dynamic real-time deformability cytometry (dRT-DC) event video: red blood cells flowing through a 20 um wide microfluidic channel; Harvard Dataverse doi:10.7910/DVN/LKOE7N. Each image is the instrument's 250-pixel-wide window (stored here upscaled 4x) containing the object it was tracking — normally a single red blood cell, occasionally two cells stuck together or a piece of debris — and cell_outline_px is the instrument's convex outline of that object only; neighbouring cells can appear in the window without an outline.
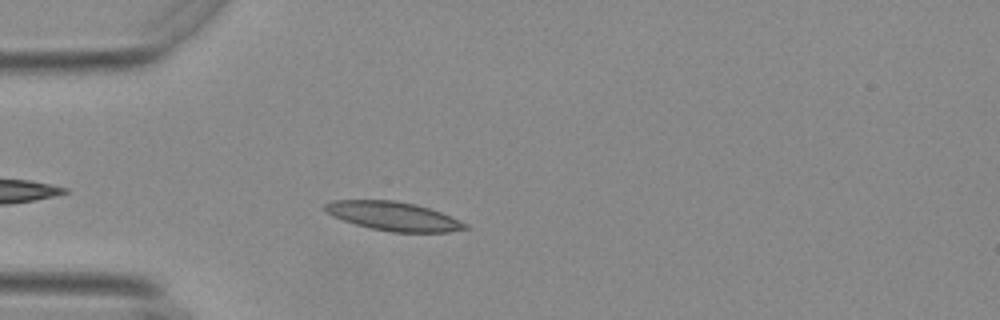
{"species": "Egyptian fruit bat (a non-hibernating species)", "species_latin": "Rousettus aegyptiacus", "temperature_condition": "warm", "stored_images_in_passage": 28, "camera_frame_rate_fps": 3000, "um_per_image_px": 0.085, "animal": {"sex": "female"}, "frame": {"image": 1, "passage_image": 3, "time_ms": 0.667, "image_size_px": [1000, 320], "cell_outline_px": [[468, 228], [448, 232], [392, 232], [372, 228], [356, 224], [332, 216], [324, 212], [324, 204], [332, 200], [396, 200], [416, 204], [440, 212], [460, 220], [468, 224]], "centroid_in_image_um": [33.42, 18.37], "position_along_channel_um": 51.6, "area_um2": 23.52}}
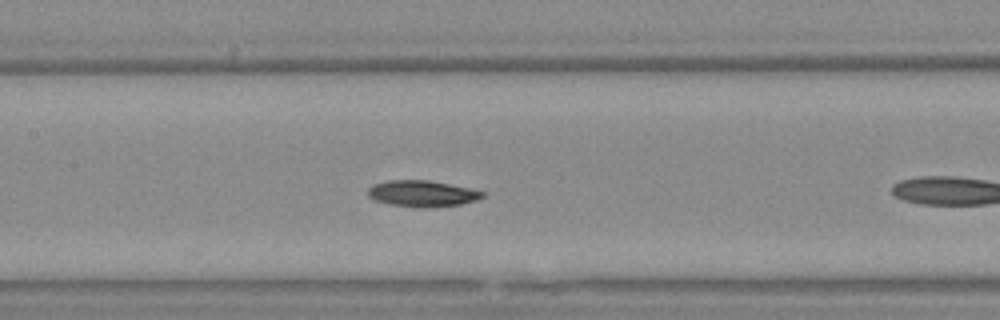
{"frame": {"image": 2, "passage_image": 10, "time_ms": 3.0, "image_size_px": [1000, 320], "cell_outline_px": [[484, 196], [476, 200], [460, 204], [428, 208], [420, 208], [388, 204], [376, 200], [368, 196], [368, 188], [372, 184], [388, 180], [428, 180], [468, 188], [484, 192]], "centroid_in_image_um": [35.84, 16.46], "position_along_channel_um": 171.6, "area_um2": 17.46}}
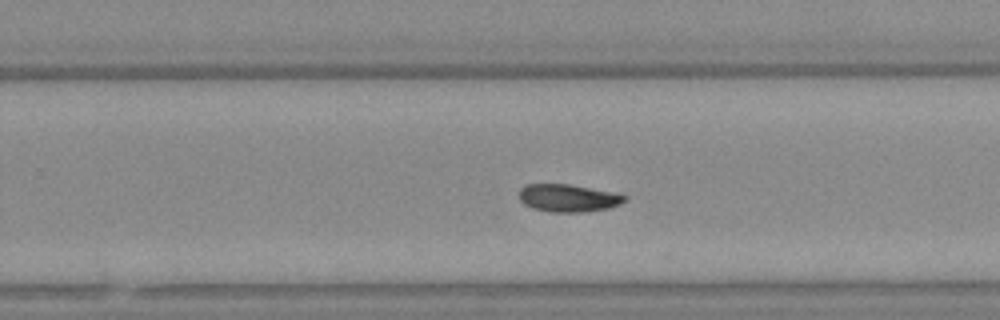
{"frame": {"image": 3, "passage_image": 19, "time_ms": 6.0, "image_size_px": [1000, 320], "cell_outline_px": [[628, 200], [620, 204], [608, 208], [584, 212], [548, 212], [532, 208], [524, 204], [520, 200], [520, 188], [524, 184], [568, 184], [616, 192], [628, 196]], "centroid_in_image_um": [48.32, 16.83], "position_along_channel_um": 281.5, "area_um2": 17.22}, "authors_computed_cell_mechanics": {"area_um2": 17.3978, "velocity_mm_per_s": 3.696, "shape_relaxation_time_tau1_ms": 2.8161, "shape_relaxation_time_tau2_ms": null, "deformation_change_tau1": 0.0976, "deformation_change_tau2": null}}